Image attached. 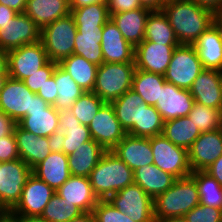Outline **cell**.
<instances>
[{"label": "cell", "instance_id": "cell-54", "mask_svg": "<svg viewBox=\"0 0 222 222\" xmlns=\"http://www.w3.org/2000/svg\"><path fill=\"white\" fill-rule=\"evenodd\" d=\"M18 13L13 9L0 4V29L4 28V25L14 18Z\"/></svg>", "mask_w": 222, "mask_h": 222}, {"label": "cell", "instance_id": "cell-32", "mask_svg": "<svg viewBox=\"0 0 222 222\" xmlns=\"http://www.w3.org/2000/svg\"><path fill=\"white\" fill-rule=\"evenodd\" d=\"M162 134L174 145L189 150L201 132L188 116H184L164 121Z\"/></svg>", "mask_w": 222, "mask_h": 222}, {"label": "cell", "instance_id": "cell-37", "mask_svg": "<svg viewBox=\"0 0 222 222\" xmlns=\"http://www.w3.org/2000/svg\"><path fill=\"white\" fill-rule=\"evenodd\" d=\"M165 82L164 75L136 69L132 89L144 99L146 104L155 106L159 99L160 88Z\"/></svg>", "mask_w": 222, "mask_h": 222}, {"label": "cell", "instance_id": "cell-11", "mask_svg": "<svg viewBox=\"0 0 222 222\" xmlns=\"http://www.w3.org/2000/svg\"><path fill=\"white\" fill-rule=\"evenodd\" d=\"M17 125L37 137H50L59 130V111L35 94L32 97L31 110L27 111Z\"/></svg>", "mask_w": 222, "mask_h": 222}, {"label": "cell", "instance_id": "cell-34", "mask_svg": "<svg viewBox=\"0 0 222 222\" xmlns=\"http://www.w3.org/2000/svg\"><path fill=\"white\" fill-rule=\"evenodd\" d=\"M143 41H151L158 45H180L162 10H153L149 13Z\"/></svg>", "mask_w": 222, "mask_h": 222}, {"label": "cell", "instance_id": "cell-55", "mask_svg": "<svg viewBox=\"0 0 222 222\" xmlns=\"http://www.w3.org/2000/svg\"><path fill=\"white\" fill-rule=\"evenodd\" d=\"M27 0H0V4L9 7L17 13H24Z\"/></svg>", "mask_w": 222, "mask_h": 222}, {"label": "cell", "instance_id": "cell-20", "mask_svg": "<svg viewBox=\"0 0 222 222\" xmlns=\"http://www.w3.org/2000/svg\"><path fill=\"white\" fill-rule=\"evenodd\" d=\"M204 69L222 72L221 16L193 43Z\"/></svg>", "mask_w": 222, "mask_h": 222}, {"label": "cell", "instance_id": "cell-17", "mask_svg": "<svg viewBox=\"0 0 222 222\" xmlns=\"http://www.w3.org/2000/svg\"><path fill=\"white\" fill-rule=\"evenodd\" d=\"M194 103L190 90L176 87L166 81L160 88V95L155 108L160 112L164 121H169L187 116Z\"/></svg>", "mask_w": 222, "mask_h": 222}, {"label": "cell", "instance_id": "cell-39", "mask_svg": "<svg viewBox=\"0 0 222 222\" xmlns=\"http://www.w3.org/2000/svg\"><path fill=\"white\" fill-rule=\"evenodd\" d=\"M145 103L144 99L133 89L126 91L111 105L121 127L127 132L137 121V107Z\"/></svg>", "mask_w": 222, "mask_h": 222}, {"label": "cell", "instance_id": "cell-42", "mask_svg": "<svg viewBox=\"0 0 222 222\" xmlns=\"http://www.w3.org/2000/svg\"><path fill=\"white\" fill-rule=\"evenodd\" d=\"M201 133L222 128V111L194 103L187 115Z\"/></svg>", "mask_w": 222, "mask_h": 222}, {"label": "cell", "instance_id": "cell-67", "mask_svg": "<svg viewBox=\"0 0 222 222\" xmlns=\"http://www.w3.org/2000/svg\"><path fill=\"white\" fill-rule=\"evenodd\" d=\"M221 33H222V16H221Z\"/></svg>", "mask_w": 222, "mask_h": 222}, {"label": "cell", "instance_id": "cell-35", "mask_svg": "<svg viewBox=\"0 0 222 222\" xmlns=\"http://www.w3.org/2000/svg\"><path fill=\"white\" fill-rule=\"evenodd\" d=\"M59 65L70 74L81 88L85 91H93L98 69L97 65L76 54L63 59Z\"/></svg>", "mask_w": 222, "mask_h": 222}, {"label": "cell", "instance_id": "cell-19", "mask_svg": "<svg viewBox=\"0 0 222 222\" xmlns=\"http://www.w3.org/2000/svg\"><path fill=\"white\" fill-rule=\"evenodd\" d=\"M101 35V49L104 62L135 63V47L124 39L111 18L102 27Z\"/></svg>", "mask_w": 222, "mask_h": 222}, {"label": "cell", "instance_id": "cell-36", "mask_svg": "<svg viewBox=\"0 0 222 222\" xmlns=\"http://www.w3.org/2000/svg\"><path fill=\"white\" fill-rule=\"evenodd\" d=\"M58 93L54 107L58 110H65L72 107L85 90L81 88L59 64H57L53 75Z\"/></svg>", "mask_w": 222, "mask_h": 222}, {"label": "cell", "instance_id": "cell-43", "mask_svg": "<svg viewBox=\"0 0 222 222\" xmlns=\"http://www.w3.org/2000/svg\"><path fill=\"white\" fill-rule=\"evenodd\" d=\"M105 103L92 91H85L70 108L81 124L89 126L91 120Z\"/></svg>", "mask_w": 222, "mask_h": 222}, {"label": "cell", "instance_id": "cell-24", "mask_svg": "<svg viewBox=\"0 0 222 222\" xmlns=\"http://www.w3.org/2000/svg\"><path fill=\"white\" fill-rule=\"evenodd\" d=\"M152 10L146 7L112 14L110 18L117 25L124 39L133 47L144 40L146 21Z\"/></svg>", "mask_w": 222, "mask_h": 222}, {"label": "cell", "instance_id": "cell-21", "mask_svg": "<svg viewBox=\"0 0 222 222\" xmlns=\"http://www.w3.org/2000/svg\"><path fill=\"white\" fill-rule=\"evenodd\" d=\"M194 101L222 111V72L203 70L189 89Z\"/></svg>", "mask_w": 222, "mask_h": 222}, {"label": "cell", "instance_id": "cell-25", "mask_svg": "<svg viewBox=\"0 0 222 222\" xmlns=\"http://www.w3.org/2000/svg\"><path fill=\"white\" fill-rule=\"evenodd\" d=\"M14 135L17 142L19 157L31 169L51 153L48 137H37L32 132L25 131L18 125L15 126Z\"/></svg>", "mask_w": 222, "mask_h": 222}, {"label": "cell", "instance_id": "cell-29", "mask_svg": "<svg viewBox=\"0 0 222 222\" xmlns=\"http://www.w3.org/2000/svg\"><path fill=\"white\" fill-rule=\"evenodd\" d=\"M106 150L95 140L80 145L68 156V167L72 176L89 177Z\"/></svg>", "mask_w": 222, "mask_h": 222}, {"label": "cell", "instance_id": "cell-44", "mask_svg": "<svg viewBox=\"0 0 222 222\" xmlns=\"http://www.w3.org/2000/svg\"><path fill=\"white\" fill-rule=\"evenodd\" d=\"M92 212L95 222H135L124 212L115 208L108 200H99Z\"/></svg>", "mask_w": 222, "mask_h": 222}, {"label": "cell", "instance_id": "cell-23", "mask_svg": "<svg viewBox=\"0 0 222 222\" xmlns=\"http://www.w3.org/2000/svg\"><path fill=\"white\" fill-rule=\"evenodd\" d=\"M55 192L82 212H92L99 201L92 190L89 177L71 175Z\"/></svg>", "mask_w": 222, "mask_h": 222}, {"label": "cell", "instance_id": "cell-22", "mask_svg": "<svg viewBox=\"0 0 222 222\" xmlns=\"http://www.w3.org/2000/svg\"><path fill=\"white\" fill-rule=\"evenodd\" d=\"M112 151L133 171L142 166L153 164L150 138L126 134Z\"/></svg>", "mask_w": 222, "mask_h": 222}, {"label": "cell", "instance_id": "cell-33", "mask_svg": "<svg viewBox=\"0 0 222 222\" xmlns=\"http://www.w3.org/2000/svg\"><path fill=\"white\" fill-rule=\"evenodd\" d=\"M164 120L155 106L146 103L137 107V121L126 132L136 137H154L162 134Z\"/></svg>", "mask_w": 222, "mask_h": 222}, {"label": "cell", "instance_id": "cell-27", "mask_svg": "<svg viewBox=\"0 0 222 222\" xmlns=\"http://www.w3.org/2000/svg\"><path fill=\"white\" fill-rule=\"evenodd\" d=\"M133 176L134 183L141 186L153 200L170 188L177 179L172 174L161 170L155 164L135 169Z\"/></svg>", "mask_w": 222, "mask_h": 222}, {"label": "cell", "instance_id": "cell-66", "mask_svg": "<svg viewBox=\"0 0 222 222\" xmlns=\"http://www.w3.org/2000/svg\"><path fill=\"white\" fill-rule=\"evenodd\" d=\"M3 211H4V209L0 207V214H1Z\"/></svg>", "mask_w": 222, "mask_h": 222}, {"label": "cell", "instance_id": "cell-18", "mask_svg": "<svg viewBox=\"0 0 222 222\" xmlns=\"http://www.w3.org/2000/svg\"><path fill=\"white\" fill-rule=\"evenodd\" d=\"M177 46L179 45H158L151 41H143L135 47L136 69L164 75Z\"/></svg>", "mask_w": 222, "mask_h": 222}, {"label": "cell", "instance_id": "cell-10", "mask_svg": "<svg viewBox=\"0 0 222 222\" xmlns=\"http://www.w3.org/2000/svg\"><path fill=\"white\" fill-rule=\"evenodd\" d=\"M49 61L41 40L7 51L9 77L24 80Z\"/></svg>", "mask_w": 222, "mask_h": 222}, {"label": "cell", "instance_id": "cell-59", "mask_svg": "<svg viewBox=\"0 0 222 222\" xmlns=\"http://www.w3.org/2000/svg\"><path fill=\"white\" fill-rule=\"evenodd\" d=\"M69 222H95L93 212H83Z\"/></svg>", "mask_w": 222, "mask_h": 222}, {"label": "cell", "instance_id": "cell-1", "mask_svg": "<svg viewBox=\"0 0 222 222\" xmlns=\"http://www.w3.org/2000/svg\"><path fill=\"white\" fill-rule=\"evenodd\" d=\"M162 11L173 28L178 42L186 45H193L218 17L213 11L191 0L166 3Z\"/></svg>", "mask_w": 222, "mask_h": 222}, {"label": "cell", "instance_id": "cell-46", "mask_svg": "<svg viewBox=\"0 0 222 222\" xmlns=\"http://www.w3.org/2000/svg\"><path fill=\"white\" fill-rule=\"evenodd\" d=\"M58 63L48 61L43 67H41L32 76L23 80L24 84L34 93L37 94L40 88L46 83V80L50 79Z\"/></svg>", "mask_w": 222, "mask_h": 222}, {"label": "cell", "instance_id": "cell-52", "mask_svg": "<svg viewBox=\"0 0 222 222\" xmlns=\"http://www.w3.org/2000/svg\"><path fill=\"white\" fill-rule=\"evenodd\" d=\"M199 6L213 11L217 16H222V0H191Z\"/></svg>", "mask_w": 222, "mask_h": 222}, {"label": "cell", "instance_id": "cell-53", "mask_svg": "<svg viewBox=\"0 0 222 222\" xmlns=\"http://www.w3.org/2000/svg\"><path fill=\"white\" fill-rule=\"evenodd\" d=\"M205 171L222 186V155Z\"/></svg>", "mask_w": 222, "mask_h": 222}, {"label": "cell", "instance_id": "cell-3", "mask_svg": "<svg viewBox=\"0 0 222 222\" xmlns=\"http://www.w3.org/2000/svg\"><path fill=\"white\" fill-rule=\"evenodd\" d=\"M200 204V197L195 179L190 175L178 178L163 194L153 200L154 218L184 217Z\"/></svg>", "mask_w": 222, "mask_h": 222}, {"label": "cell", "instance_id": "cell-64", "mask_svg": "<svg viewBox=\"0 0 222 222\" xmlns=\"http://www.w3.org/2000/svg\"><path fill=\"white\" fill-rule=\"evenodd\" d=\"M164 4L169 3V2H174V1H179V0H161Z\"/></svg>", "mask_w": 222, "mask_h": 222}, {"label": "cell", "instance_id": "cell-47", "mask_svg": "<svg viewBox=\"0 0 222 222\" xmlns=\"http://www.w3.org/2000/svg\"><path fill=\"white\" fill-rule=\"evenodd\" d=\"M19 152L14 133L0 138V162L19 159Z\"/></svg>", "mask_w": 222, "mask_h": 222}, {"label": "cell", "instance_id": "cell-5", "mask_svg": "<svg viewBox=\"0 0 222 222\" xmlns=\"http://www.w3.org/2000/svg\"><path fill=\"white\" fill-rule=\"evenodd\" d=\"M76 34L77 27L70 13L44 26L41 29V41L48 59L59 64L74 54Z\"/></svg>", "mask_w": 222, "mask_h": 222}, {"label": "cell", "instance_id": "cell-45", "mask_svg": "<svg viewBox=\"0 0 222 222\" xmlns=\"http://www.w3.org/2000/svg\"><path fill=\"white\" fill-rule=\"evenodd\" d=\"M184 218L187 222H222V209L198 204Z\"/></svg>", "mask_w": 222, "mask_h": 222}, {"label": "cell", "instance_id": "cell-30", "mask_svg": "<svg viewBox=\"0 0 222 222\" xmlns=\"http://www.w3.org/2000/svg\"><path fill=\"white\" fill-rule=\"evenodd\" d=\"M24 13L42 29L68 15L70 5L65 0H27Z\"/></svg>", "mask_w": 222, "mask_h": 222}, {"label": "cell", "instance_id": "cell-57", "mask_svg": "<svg viewBox=\"0 0 222 222\" xmlns=\"http://www.w3.org/2000/svg\"><path fill=\"white\" fill-rule=\"evenodd\" d=\"M142 7L149 8L150 10H162L164 3L161 0H139Z\"/></svg>", "mask_w": 222, "mask_h": 222}, {"label": "cell", "instance_id": "cell-12", "mask_svg": "<svg viewBox=\"0 0 222 222\" xmlns=\"http://www.w3.org/2000/svg\"><path fill=\"white\" fill-rule=\"evenodd\" d=\"M91 137L106 151L112 150L127 134L116 118L114 108L105 103L88 126Z\"/></svg>", "mask_w": 222, "mask_h": 222}, {"label": "cell", "instance_id": "cell-26", "mask_svg": "<svg viewBox=\"0 0 222 222\" xmlns=\"http://www.w3.org/2000/svg\"><path fill=\"white\" fill-rule=\"evenodd\" d=\"M32 173L56 191L71 176L68 156L63 152H51L32 169Z\"/></svg>", "mask_w": 222, "mask_h": 222}, {"label": "cell", "instance_id": "cell-14", "mask_svg": "<svg viewBox=\"0 0 222 222\" xmlns=\"http://www.w3.org/2000/svg\"><path fill=\"white\" fill-rule=\"evenodd\" d=\"M54 193V189L32 173L12 211L21 216H41Z\"/></svg>", "mask_w": 222, "mask_h": 222}, {"label": "cell", "instance_id": "cell-4", "mask_svg": "<svg viewBox=\"0 0 222 222\" xmlns=\"http://www.w3.org/2000/svg\"><path fill=\"white\" fill-rule=\"evenodd\" d=\"M135 63H107L98 66L93 91L104 103L111 104L132 89Z\"/></svg>", "mask_w": 222, "mask_h": 222}, {"label": "cell", "instance_id": "cell-41", "mask_svg": "<svg viewBox=\"0 0 222 222\" xmlns=\"http://www.w3.org/2000/svg\"><path fill=\"white\" fill-rule=\"evenodd\" d=\"M83 213L77 206L61 198L56 192L45 206L41 217L48 222H69Z\"/></svg>", "mask_w": 222, "mask_h": 222}, {"label": "cell", "instance_id": "cell-48", "mask_svg": "<svg viewBox=\"0 0 222 222\" xmlns=\"http://www.w3.org/2000/svg\"><path fill=\"white\" fill-rule=\"evenodd\" d=\"M106 2L108 13L110 16L112 14L142 8L139 0H106Z\"/></svg>", "mask_w": 222, "mask_h": 222}, {"label": "cell", "instance_id": "cell-63", "mask_svg": "<svg viewBox=\"0 0 222 222\" xmlns=\"http://www.w3.org/2000/svg\"><path fill=\"white\" fill-rule=\"evenodd\" d=\"M9 75H0V92L4 87L6 80L8 79Z\"/></svg>", "mask_w": 222, "mask_h": 222}, {"label": "cell", "instance_id": "cell-50", "mask_svg": "<svg viewBox=\"0 0 222 222\" xmlns=\"http://www.w3.org/2000/svg\"><path fill=\"white\" fill-rule=\"evenodd\" d=\"M17 123L2 110H0V138L14 133Z\"/></svg>", "mask_w": 222, "mask_h": 222}, {"label": "cell", "instance_id": "cell-8", "mask_svg": "<svg viewBox=\"0 0 222 222\" xmlns=\"http://www.w3.org/2000/svg\"><path fill=\"white\" fill-rule=\"evenodd\" d=\"M107 200L135 222H155L153 199L136 183L119 190Z\"/></svg>", "mask_w": 222, "mask_h": 222}, {"label": "cell", "instance_id": "cell-40", "mask_svg": "<svg viewBox=\"0 0 222 222\" xmlns=\"http://www.w3.org/2000/svg\"><path fill=\"white\" fill-rule=\"evenodd\" d=\"M196 181L200 204L222 209V186L206 171L190 174Z\"/></svg>", "mask_w": 222, "mask_h": 222}, {"label": "cell", "instance_id": "cell-38", "mask_svg": "<svg viewBox=\"0 0 222 222\" xmlns=\"http://www.w3.org/2000/svg\"><path fill=\"white\" fill-rule=\"evenodd\" d=\"M77 28H102L110 19L106 0L70 9Z\"/></svg>", "mask_w": 222, "mask_h": 222}, {"label": "cell", "instance_id": "cell-15", "mask_svg": "<svg viewBox=\"0 0 222 222\" xmlns=\"http://www.w3.org/2000/svg\"><path fill=\"white\" fill-rule=\"evenodd\" d=\"M35 94L22 80L8 77L0 92V110L17 123L31 110L32 97Z\"/></svg>", "mask_w": 222, "mask_h": 222}, {"label": "cell", "instance_id": "cell-28", "mask_svg": "<svg viewBox=\"0 0 222 222\" xmlns=\"http://www.w3.org/2000/svg\"><path fill=\"white\" fill-rule=\"evenodd\" d=\"M59 131L64 132L63 153L71 155L81 144L92 140L88 126L74 116L71 109L59 111Z\"/></svg>", "mask_w": 222, "mask_h": 222}, {"label": "cell", "instance_id": "cell-65", "mask_svg": "<svg viewBox=\"0 0 222 222\" xmlns=\"http://www.w3.org/2000/svg\"><path fill=\"white\" fill-rule=\"evenodd\" d=\"M69 5H70V3H71V0H65Z\"/></svg>", "mask_w": 222, "mask_h": 222}, {"label": "cell", "instance_id": "cell-13", "mask_svg": "<svg viewBox=\"0 0 222 222\" xmlns=\"http://www.w3.org/2000/svg\"><path fill=\"white\" fill-rule=\"evenodd\" d=\"M41 40V29L25 13H18L0 29V47L9 51Z\"/></svg>", "mask_w": 222, "mask_h": 222}, {"label": "cell", "instance_id": "cell-51", "mask_svg": "<svg viewBox=\"0 0 222 222\" xmlns=\"http://www.w3.org/2000/svg\"><path fill=\"white\" fill-rule=\"evenodd\" d=\"M64 139V132L59 130L54 132L50 137H48V143L51 152H62Z\"/></svg>", "mask_w": 222, "mask_h": 222}, {"label": "cell", "instance_id": "cell-61", "mask_svg": "<svg viewBox=\"0 0 222 222\" xmlns=\"http://www.w3.org/2000/svg\"><path fill=\"white\" fill-rule=\"evenodd\" d=\"M23 222H48L41 216H23Z\"/></svg>", "mask_w": 222, "mask_h": 222}, {"label": "cell", "instance_id": "cell-49", "mask_svg": "<svg viewBox=\"0 0 222 222\" xmlns=\"http://www.w3.org/2000/svg\"><path fill=\"white\" fill-rule=\"evenodd\" d=\"M37 95L50 105H54L57 100L58 93L56 91V83L53 76L46 80V83L37 92Z\"/></svg>", "mask_w": 222, "mask_h": 222}, {"label": "cell", "instance_id": "cell-60", "mask_svg": "<svg viewBox=\"0 0 222 222\" xmlns=\"http://www.w3.org/2000/svg\"><path fill=\"white\" fill-rule=\"evenodd\" d=\"M102 0H71L70 9L78 8L81 6L90 5Z\"/></svg>", "mask_w": 222, "mask_h": 222}, {"label": "cell", "instance_id": "cell-6", "mask_svg": "<svg viewBox=\"0 0 222 222\" xmlns=\"http://www.w3.org/2000/svg\"><path fill=\"white\" fill-rule=\"evenodd\" d=\"M203 70L205 69L194 46L180 44L173 51L164 78L176 87L189 90Z\"/></svg>", "mask_w": 222, "mask_h": 222}, {"label": "cell", "instance_id": "cell-56", "mask_svg": "<svg viewBox=\"0 0 222 222\" xmlns=\"http://www.w3.org/2000/svg\"><path fill=\"white\" fill-rule=\"evenodd\" d=\"M0 222H23V216L14 213L12 210H4L0 214Z\"/></svg>", "mask_w": 222, "mask_h": 222}, {"label": "cell", "instance_id": "cell-58", "mask_svg": "<svg viewBox=\"0 0 222 222\" xmlns=\"http://www.w3.org/2000/svg\"><path fill=\"white\" fill-rule=\"evenodd\" d=\"M0 75L8 74L7 51L0 47Z\"/></svg>", "mask_w": 222, "mask_h": 222}, {"label": "cell", "instance_id": "cell-7", "mask_svg": "<svg viewBox=\"0 0 222 222\" xmlns=\"http://www.w3.org/2000/svg\"><path fill=\"white\" fill-rule=\"evenodd\" d=\"M153 164L178 178L190 176L188 150L174 145L163 134L150 137Z\"/></svg>", "mask_w": 222, "mask_h": 222}, {"label": "cell", "instance_id": "cell-62", "mask_svg": "<svg viewBox=\"0 0 222 222\" xmlns=\"http://www.w3.org/2000/svg\"><path fill=\"white\" fill-rule=\"evenodd\" d=\"M155 222H187L184 217L155 219Z\"/></svg>", "mask_w": 222, "mask_h": 222}, {"label": "cell", "instance_id": "cell-16", "mask_svg": "<svg viewBox=\"0 0 222 222\" xmlns=\"http://www.w3.org/2000/svg\"><path fill=\"white\" fill-rule=\"evenodd\" d=\"M193 171H205L222 155V128L201 133L188 150Z\"/></svg>", "mask_w": 222, "mask_h": 222}, {"label": "cell", "instance_id": "cell-2", "mask_svg": "<svg viewBox=\"0 0 222 222\" xmlns=\"http://www.w3.org/2000/svg\"><path fill=\"white\" fill-rule=\"evenodd\" d=\"M92 190L99 200L134 183L133 170L112 150L106 151L89 175Z\"/></svg>", "mask_w": 222, "mask_h": 222}, {"label": "cell", "instance_id": "cell-9", "mask_svg": "<svg viewBox=\"0 0 222 222\" xmlns=\"http://www.w3.org/2000/svg\"><path fill=\"white\" fill-rule=\"evenodd\" d=\"M32 169L21 159L0 162V207L12 210L19 202L22 189Z\"/></svg>", "mask_w": 222, "mask_h": 222}, {"label": "cell", "instance_id": "cell-31", "mask_svg": "<svg viewBox=\"0 0 222 222\" xmlns=\"http://www.w3.org/2000/svg\"><path fill=\"white\" fill-rule=\"evenodd\" d=\"M102 28H77L74 54L97 66L104 63L101 49Z\"/></svg>", "mask_w": 222, "mask_h": 222}]
</instances>
